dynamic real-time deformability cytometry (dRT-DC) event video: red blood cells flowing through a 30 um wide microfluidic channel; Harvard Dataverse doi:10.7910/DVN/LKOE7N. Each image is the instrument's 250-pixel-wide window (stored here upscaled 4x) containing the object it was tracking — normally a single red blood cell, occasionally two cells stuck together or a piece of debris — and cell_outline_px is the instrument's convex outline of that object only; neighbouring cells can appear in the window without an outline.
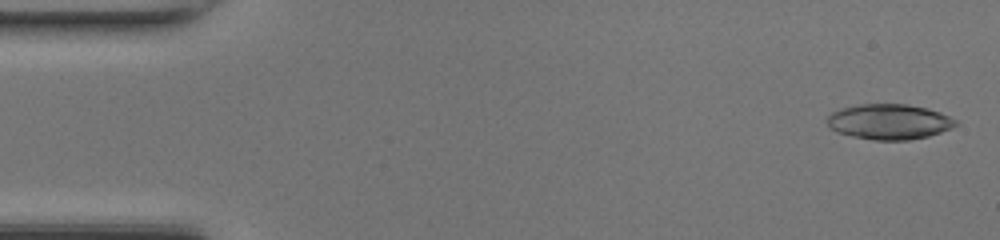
{"species": "common noctule bat (a hibernating species)", "species_latin": "Nyctalus noctula", "temperature_condition": "room temperature", "stored_images_in_passage": 47, "camera_frame_rate_fps": 3000, "um_per_image_px": 0.085, "animal": {"sex": "female", "body_mass_g": 17.0, "forearm_length_mm": 48.0}, "frame": {"image": 1, "passage_image": 2, "time_ms": 0.333, "image_size_px": [1000, 240], "cell_outline_px": [[960, 124], [952, 128], [928, 136], [908, 140], [872, 140], [852, 136], [836, 132], [828, 128], [824, 120], [832, 112], [840, 108], [860, 104], [908, 104], [928, 108], [940, 112], [956, 120]], "centroid_in_image_um": [75.54, 10.34], "position_along_channel_um": 9.5, "area_um2": 26.82}}
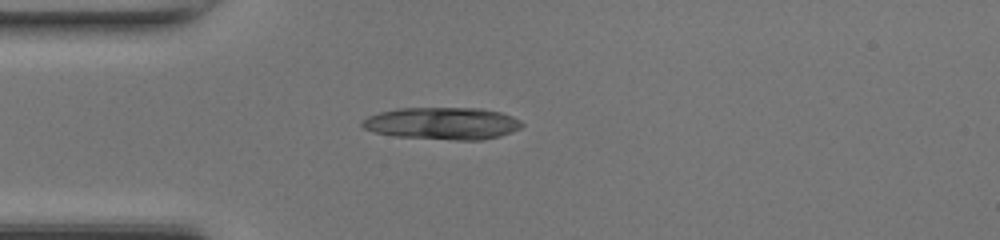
{"frame": {"image": 2, "passage_image": 13, "time_ms": 4.0, "image_size_px": [1000, 240], "cell_outline_px": [[524, 124], [520, 128], [512, 132], [500, 136], [480, 140], [456, 140], [396, 136], [372, 132], [364, 128], [360, 124], [360, 120], [368, 116], [380, 112], [396, 108], [480, 108], [500, 112], [512, 116], [520, 120]], "centroid_in_image_um": [37.59, 10.48], "position_along_channel_um": 47.4, "area_um2": 30.11}}